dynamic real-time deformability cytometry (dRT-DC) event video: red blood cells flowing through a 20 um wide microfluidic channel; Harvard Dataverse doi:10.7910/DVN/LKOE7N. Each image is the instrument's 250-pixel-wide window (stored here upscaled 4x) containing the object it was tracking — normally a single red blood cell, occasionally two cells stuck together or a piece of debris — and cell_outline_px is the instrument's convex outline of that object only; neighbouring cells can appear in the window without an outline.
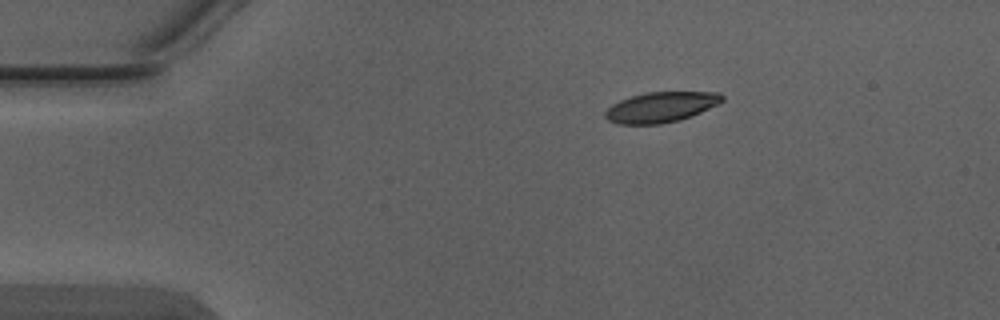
{"species": "Egyptian fruit bat (a non-hibernating species)", "species_latin": "Rousettus aegyptiacus", "temperature_condition": "warm", "stored_images_in_passage": 4, "camera_frame_rate_fps": 3000, "um_per_image_px": 0.085, "animal": {"sex": "male"}, "frame": {"image": 1, "passage_image": 1, "time_ms": 0.0, "image_size_px": [1000, 320], "cell_outline_px": [[724, 100], [720, 104], [692, 116], [680, 120], [660, 124], [616, 124], [608, 120], [604, 116], [604, 112], [612, 104], [620, 100], [632, 96], [648, 92], [720, 92], [724, 96]], "centroid_in_image_um": [56.21, 9.11], "position_along_channel_um": 28.8, "area_um2": 20.87}}
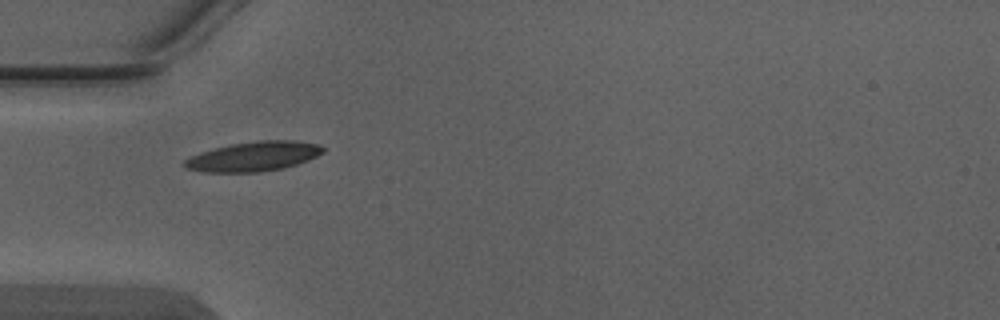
{"frame": {"image": 2, "passage_image": 3, "time_ms": 0.667, "image_size_px": [1000, 320], "cell_outline_px": [[324, 152], [316, 156], [296, 164], [284, 168], [260, 172], [204, 172], [184, 168], [180, 164], [184, 160], [200, 152], [232, 144], [256, 140], [296, 140], [316, 144], [324, 148]], "centroid_in_image_um": [21.52, 13.3], "position_along_channel_um": 63.5, "area_um2": 23.87}}
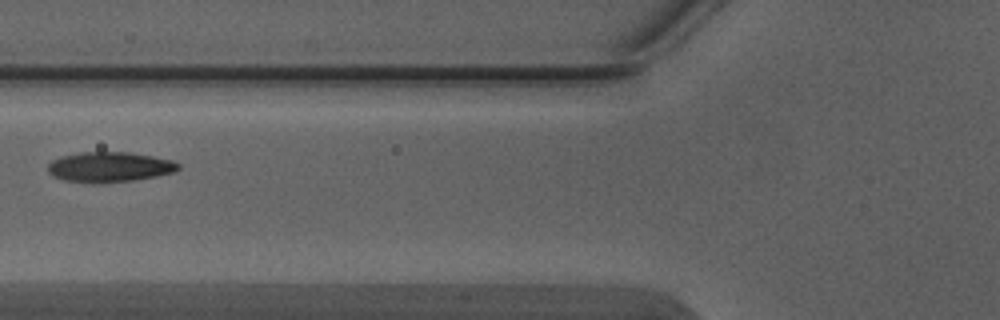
{"frame": {"image": 3, "passage_image": 4, "time_ms": 1.0, "image_size_px": [1000, 320], "cell_outline_px": [[180, 168], [172, 172], [156, 176], [132, 180], [64, 180], [52, 176], [48, 172], [48, 164], [52, 160], [60, 156], [80, 152], [128, 152], [152, 156], [172, 160], [180, 164]], "centroid_in_image_um": [9.31, 14.14], "position_along_channel_um": 116.5, "area_um2": 22.02}}